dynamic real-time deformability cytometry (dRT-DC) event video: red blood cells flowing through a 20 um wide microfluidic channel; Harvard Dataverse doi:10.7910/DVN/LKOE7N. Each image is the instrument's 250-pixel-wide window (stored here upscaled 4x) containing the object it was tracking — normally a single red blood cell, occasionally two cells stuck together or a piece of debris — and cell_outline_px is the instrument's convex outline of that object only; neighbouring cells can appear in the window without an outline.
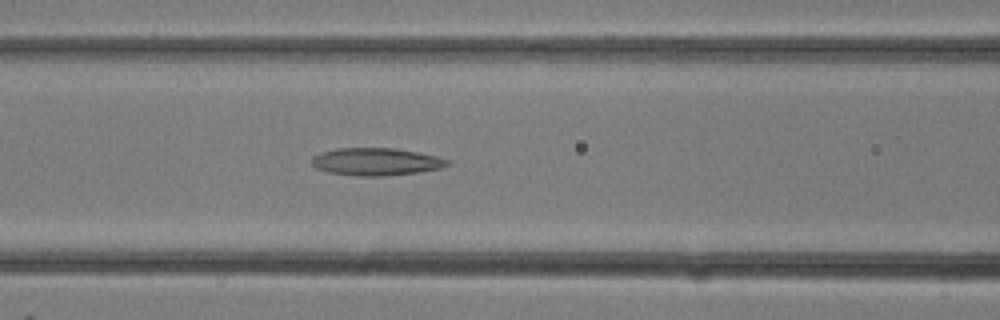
{"species": "common noctule bat (a hibernating species)", "species_latin": "Nyctalus noctula", "temperature_condition": "room temperature", "stored_images_in_passage": 28, "camera_frame_rate_fps": 3000, "um_per_image_px": 0.085, "animal": {"sex": "female"}, "frame": {"image": 1, "passage_image": 12, "time_ms": 3.667, "image_size_px": [1000, 320], "cell_outline_px": [[448, 164], [440, 168], [420, 172], [384, 176], [356, 176], [328, 172], [316, 168], [312, 164], [312, 156], [320, 152], [336, 148], [396, 148], [436, 156], [448, 160]], "centroid_in_image_um": [31.92, 13.74], "position_along_channel_um": 134.7, "area_um2": 21.73}}
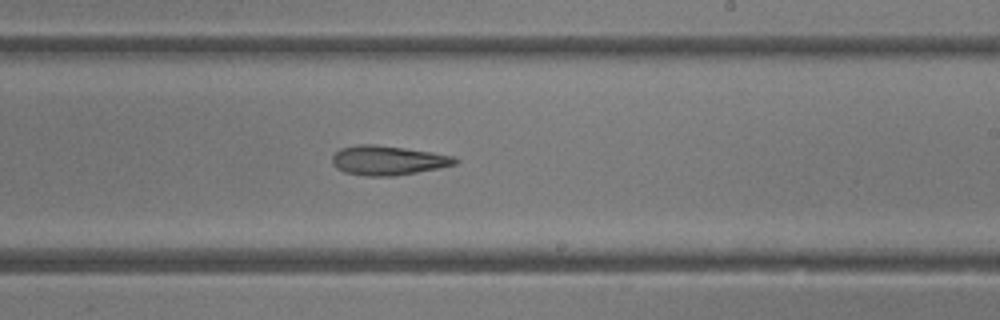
{"frame": {"image": 2, "passage_image": 17, "time_ms": 5.333, "image_size_px": [1000, 320], "cell_outline_px": [[460, 160], [456, 164], [440, 168], [396, 176], [368, 176], [344, 172], [336, 168], [332, 164], [332, 156], [340, 148], [360, 144], [372, 144], [404, 148], [432, 152], [456, 156]], "centroid_in_image_um": [33.0, 13.63], "position_along_channel_um": 256.0, "area_um2": 21.21}}
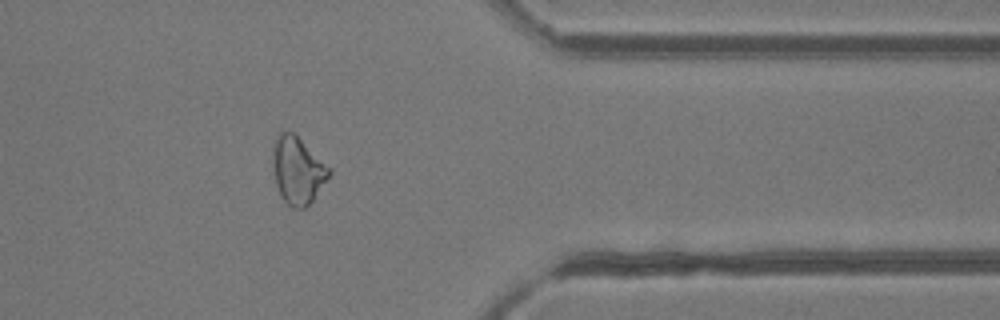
{"frame": {"image": 3, "passage_image": 23, "time_ms": 7.333, "image_size_px": [1000, 320], "cell_outline_px": [[332, 172], [312, 200], [304, 208], [292, 208], [280, 196], [276, 184], [272, 164], [272, 152], [276, 140], [280, 132], [292, 132], [332, 168]], "centroid_in_image_um": [25.3, 14.49], "position_along_channel_um": 386.1, "area_um2": 21.79}}